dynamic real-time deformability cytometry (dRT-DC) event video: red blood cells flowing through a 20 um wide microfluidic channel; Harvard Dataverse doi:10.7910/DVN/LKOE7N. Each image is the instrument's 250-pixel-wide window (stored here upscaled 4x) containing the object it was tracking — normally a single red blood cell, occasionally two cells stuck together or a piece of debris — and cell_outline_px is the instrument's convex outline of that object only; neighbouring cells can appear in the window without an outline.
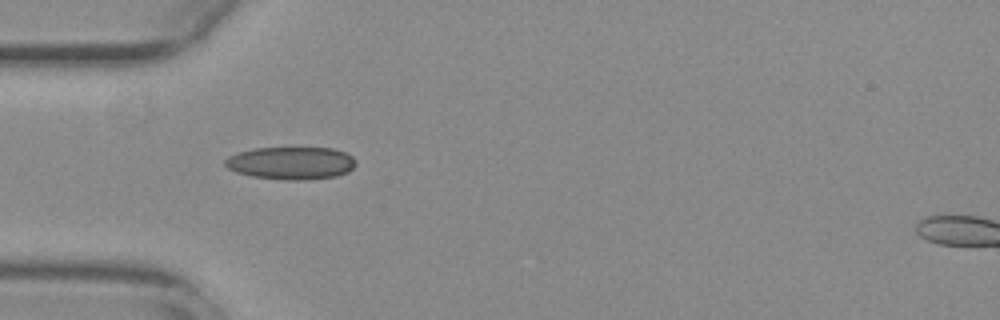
{"species": "common noctule bat (a hibernating species)", "species_latin": "Nyctalus noctula", "temperature_condition": "warm", "stored_images_in_passage": 10, "camera_frame_rate_fps": 3000, "um_per_image_px": 0.085, "animal": {"sex": "female", "body_mass_g": 29.2, "forearm_length_mm": 56.3}, "frame": {"image": 1, "passage_image": 1, "time_ms": 0.0, "image_size_px": [1000, 320], "cell_outline_px": [[356, 164], [348, 172], [336, 176], [296, 180], [284, 180], [252, 176], [236, 172], [228, 168], [224, 164], [224, 160], [228, 156], [252, 148], [296, 144], [332, 148], [344, 152], [352, 156], [356, 160]], "centroid_in_image_um": [24.74, 13.79], "position_along_channel_um": 60.3, "area_um2": 25.95}}
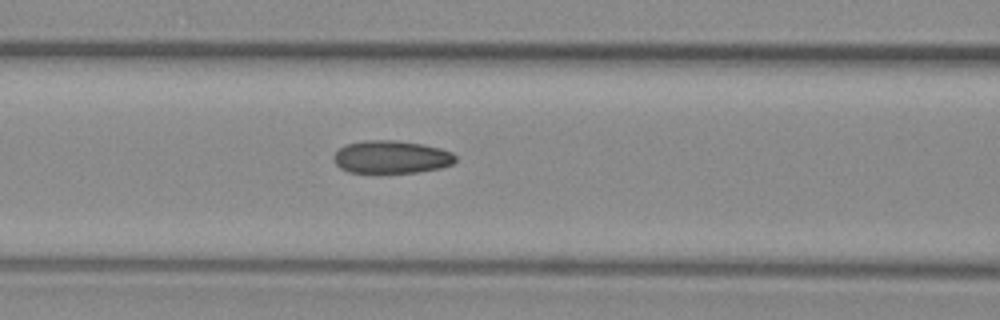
{"frame": {"image": 2, "passage_image": 7, "time_ms": 2.0, "image_size_px": [1000, 320], "cell_outline_px": [[456, 160], [452, 164], [440, 168], [416, 172], [348, 172], [340, 168], [336, 164], [332, 156], [340, 148], [348, 144], [368, 140], [392, 140], [420, 144], [440, 148], [452, 152], [456, 156]], "centroid_in_image_um": [33.27, 13.35], "position_along_channel_um": 133.3, "area_um2": 23.0}}
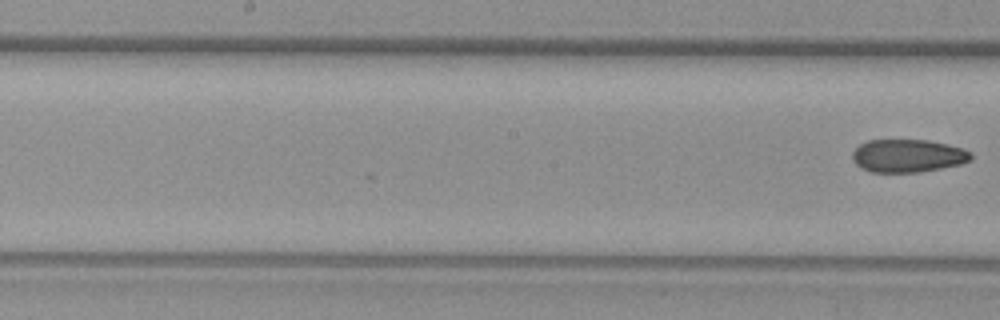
{"frame": {"image": 3, "passage_image": 10, "time_ms": 3.0, "image_size_px": [1000, 320], "cell_outline_px": [[972, 160], [960, 164], [920, 172], [872, 172], [860, 168], [852, 160], [852, 152], [860, 144], [868, 140], [928, 140], [948, 144], [964, 148], [972, 152]], "centroid_in_image_um": [77.18, 13.24], "position_along_channel_um": 171.0, "area_um2": 22.95}}